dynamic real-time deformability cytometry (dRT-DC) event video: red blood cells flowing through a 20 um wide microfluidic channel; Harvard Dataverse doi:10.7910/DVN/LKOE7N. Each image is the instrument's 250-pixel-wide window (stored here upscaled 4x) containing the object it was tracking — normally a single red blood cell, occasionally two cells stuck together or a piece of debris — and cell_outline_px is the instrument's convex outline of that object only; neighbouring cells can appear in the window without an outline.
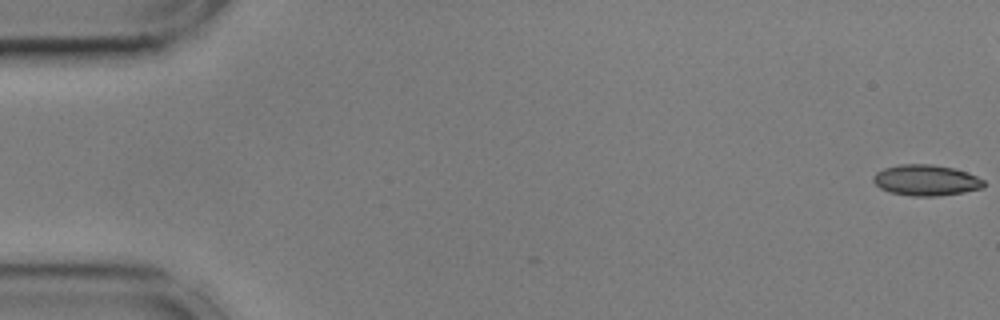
{"species": "common noctule bat (a hibernating species)", "species_latin": "Nyctalus noctula", "temperature_condition": "cold", "stored_images_in_passage": 49, "camera_frame_rate_fps": 3000, "um_per_image_px": 0.085, "animal": {"sex": "male", "body_mass_g": 17.9, "forearm_length_mm": 54.2}, "frame": {"image": 1, "passage_image": 1, "time_ms": 0.0, "image_size_px": [1000, 320], "cell_outline_px": [[984, 188], [964, 192], [936, 196], [912, 196], [888, 192], [880, 188], [872, 180], [872, 176], [876, 172], [884, 168], [900, 164], [932, 164], [952, 168], [976, 176], [984, 180]], "centroid_in_image_um": [78.68, 15.32], "position_along_channel_um": 6.3, "area_um2": 19.88}}
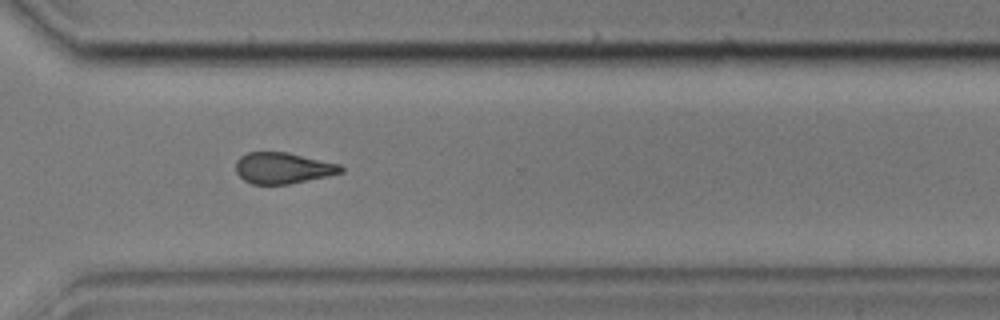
{"frame": {"image": 2, "passage_image": 41, "time_ms": 13.333, "image_size_px": [1000, 320], "cell_outline_px": [[344, 172], [328, 176], [288, 184], [252, 184], [244, 180], [236, 172], [236, 160], [240, 156], [248, 152], [288, 152], [340, 164], [344, 168]], "centroid_in_image_um": [24.05, 14.28], "position_along_channel_um": 346.5, "area_um2": 19.13}}
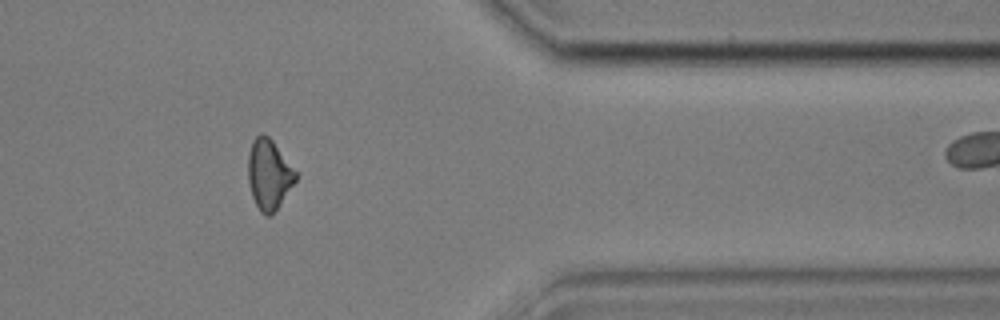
{"frame": {"image": 3, "passage_image": 46, "time_ms": 15.0, "image_size_px": [1000, 320], "cell_outline_px": [[296, 180], [276, 208], [268, 216], [264, 216], [260, 212], [252, 196], [248, 180], [248, 156], [252, 140], [260, 132], [268, 136], [272, 140], [296, 172]], "centroid_in_image_um": [22.82, 14.8], "position_along_channel_um": 388.6, "area_um2": 19.02}, "authors_computed_cell_mechanics": {"area_um2": 20.1722, "velocity_mm_per_s": 3.5984, "shape_relaxation_time_tau1_ms": 4.489, "shape_relaxation_time_tau2_ms": 2.8824, "deformation_change_tau1": 0.0905, "deformation_change_tau2": 0.0883}}